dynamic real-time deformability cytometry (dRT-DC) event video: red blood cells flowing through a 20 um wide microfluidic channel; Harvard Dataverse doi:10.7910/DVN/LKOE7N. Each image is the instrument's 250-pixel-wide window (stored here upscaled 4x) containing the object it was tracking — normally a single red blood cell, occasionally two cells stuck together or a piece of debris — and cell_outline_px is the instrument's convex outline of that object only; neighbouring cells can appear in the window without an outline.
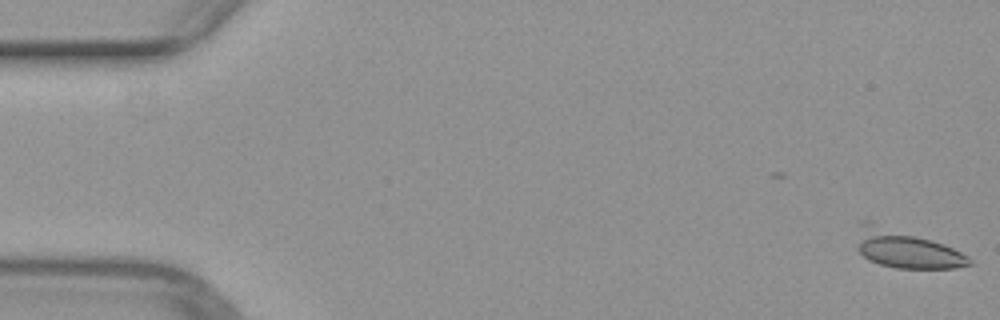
{"species": "common noctule bat (a hibernating species)", "species_latin": "Nyctalus noctula", "temperature_condition": "warm", "stored_images_in_passage": 46, "camera_frame_rate_fps": 3000, "um_per_image_px": 0.085, "animal": {"sex": "female", "body_mass_g": 29.2, "forearm_length_mm": 56.3}, "frame": {"image": 1, "passage_image": 1, "time_ms": 0.0, "image_size_px": [1000, 320], "cell_outline_px": [[972, 264], [956, 268], [896, 268], [880, 264], [868, 260], [856, 248], [860, 220], [872, 220], [944, 244], [968, 256], [972, 260]], "centroid_in_image_um": [76.95, 21.13], "position_along_channel_um": 8.1, "area_um2": 25.09}}
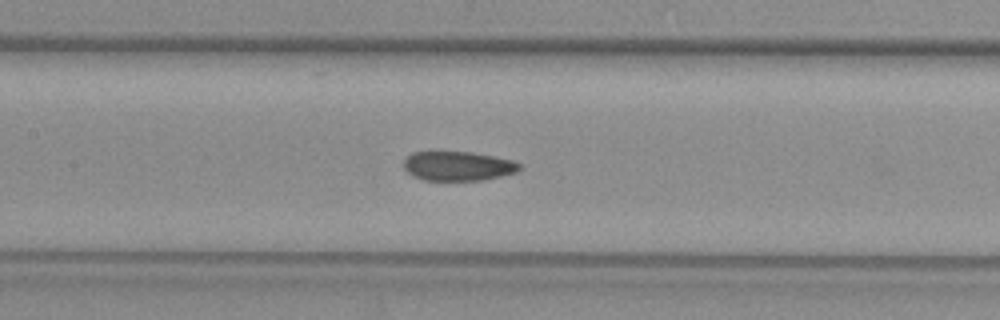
{"frame": {"image": 2, "passage_image": 24, "time_ms": 7.667, "image_size_px": [1000, 320], "cell_outline_px": [[520, 168], [516, 172], [484, 180], [424, 180], [412, 176], [404, 168], [404, 160], [412, 152], [472, 152], [512, 160], [520, 164]], "centroid_in_image_um": [38.91, 14.11], "position_along_channel_um": 168.5, "area_um2": 19.65}}
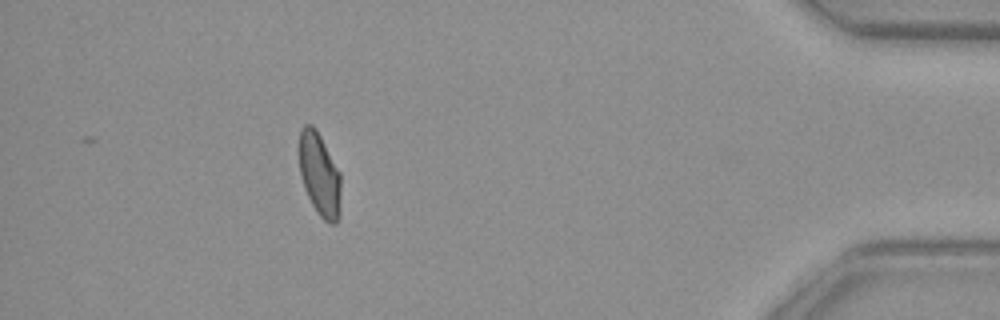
{"frame": {"image": 3, "passage_image": 46, "time_ms": 15.0, "image_size_px": [1000, 320], "cell_outline_px": [[340, 216], [336, 224], [328, 224], [316, 212], [304, 188], [300, 172], [300, 128], [304, 124], [312, 124], [316, 128], [340, 172]], "centroid_in_image_um": [27.17, 14.86], "position_along_channel_um": 408.0, "area_um2": 20.29}}